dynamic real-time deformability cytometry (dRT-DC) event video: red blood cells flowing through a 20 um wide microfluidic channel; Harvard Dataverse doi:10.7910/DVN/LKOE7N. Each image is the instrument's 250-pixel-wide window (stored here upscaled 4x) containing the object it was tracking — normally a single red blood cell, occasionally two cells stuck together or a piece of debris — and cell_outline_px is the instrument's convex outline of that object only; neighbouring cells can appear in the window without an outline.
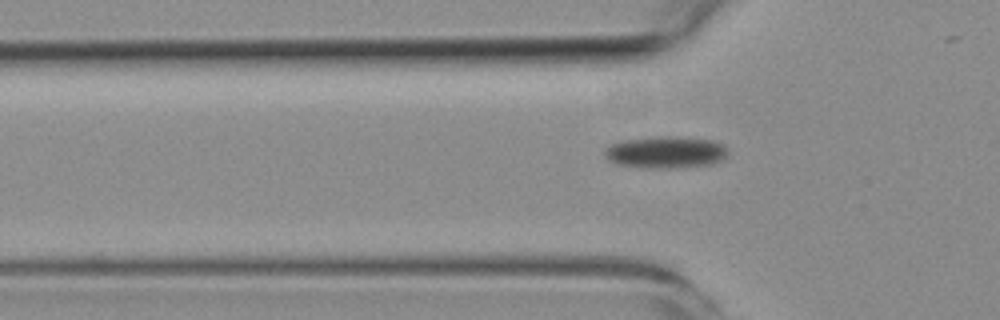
{"species": "common noctule bat (a hibernating species)", "species_latin": "Nyctalus noctula", "temperature_condition": "room temperature", "stored_images_in_passage": 5, "segment_of_instrument_passage": [2, 2], "camera_frame_rate_fps": 3000, "um_per_image_px": 0.085, "animal": {"sex": "female", "body_mass_g": 19.3, "forearm_length_mm": 54.1}, "frame": {"image": 1, "passage_image": 5, "time_ms": 5.667, "image_size_px": [1000, 320], "cell_outline_px": [[728, 152], [720, 160], [712, 164], [676, 168], [644, 168], [616, 164], [608, 160], [604, 156], [604, 148], [612, 144], [624, 140], [656, 136], [660, 136], [712, 140], [724, 144]], "centroid_in_image_um": [56.54, 12.95], "position_along_channel_um": 69.3, "area_um2": 22.89}}